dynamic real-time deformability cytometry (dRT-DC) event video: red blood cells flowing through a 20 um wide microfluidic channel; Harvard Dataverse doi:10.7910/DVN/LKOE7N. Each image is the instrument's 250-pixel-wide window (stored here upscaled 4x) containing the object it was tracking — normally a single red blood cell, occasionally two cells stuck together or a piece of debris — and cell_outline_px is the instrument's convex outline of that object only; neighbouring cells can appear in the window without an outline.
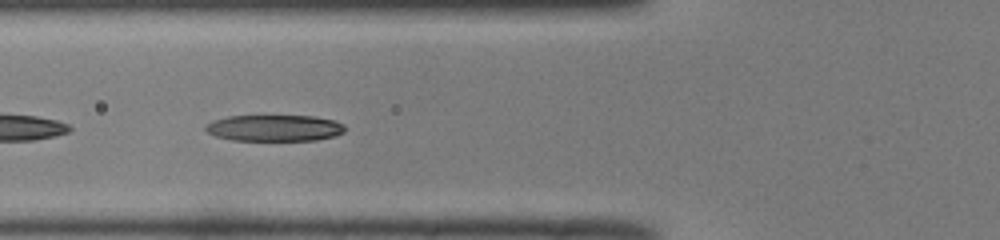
{"species": "common noctule bat (a hibernating species)", "species_latin": "Nyctalus noctula", "temperature_condition": "room temperature", "stored_images_in_passage": 35, "camera_frame_rate_fps": 3000, "um_per_image_px": 0.085, "animal": {"sex": "male", "body_mass_g": 19.0, "forearm_length_mm": 50.8}, "frame": {"image": 1, "passage_image": 4, "time_ms": 1.0, "image_size_px": [1000, 240], "cell_outline_px": [[344, 132], [336, 136], [316, 140], [232, 140], [216, 136], [208, 132], [204, 128], [204, 124], [212, 120], [228, 116], [316, 116], [336, 120], [344, 124]], "centroid_in_image_um": [23.34, 10.87], "position_along_channel_um": 102.5, "area_um2": 21.56}}
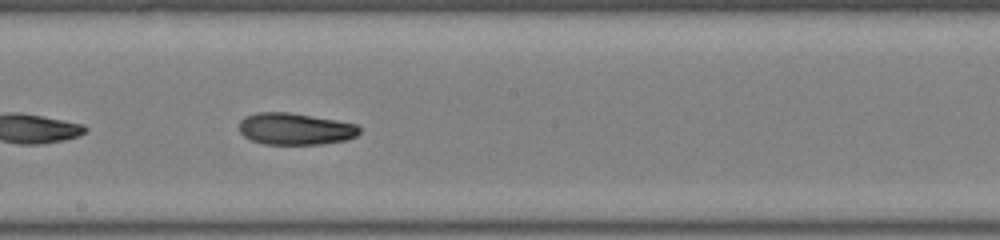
{"frame": {"image": 2, "passage_image": 13, "time_ms": 4.0, "image_size_px": [1000, 240], "cell_outline_px": [[360, 132], [356, 136], [348, 140], [320, 144], [264, 144], [252, 140], [244, 136], [240, 132], [240, 120], [244, 116], [256, 112], [288, 112], [336, 120], [356, 124], [360, 128]], "centroid_in_image_um": [25.09, 10.95], "position_along_channel_um": 223.1, "area_um2": 22.31}}
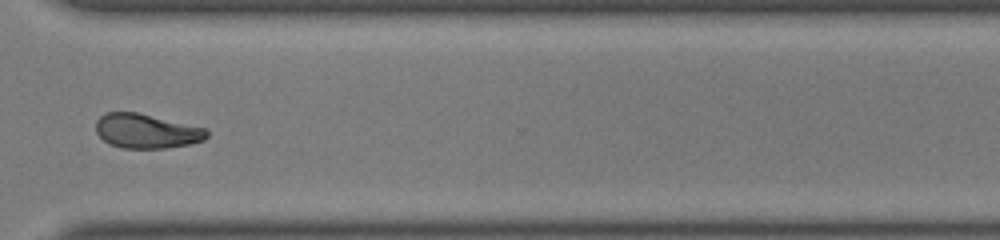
{"frame": {"image": 3, "passage_image": 23, "time_ms": 7.333, "image_size_px": [1000, 240], "cell_outline_px": [[208, 136], [204, 140], [188, 144], [164, 148], [120, 148], [108, 144], [96, 132], [96, 120], [104, 112], [136, 112], [208, 128]], "centroid_in_image_um": [12.44, 11.14], "position_along_channel_um": 358.2, "area_um2": 22.37}, "authors_computed_cell_mechanics": {"area_um2": 22.3108, "velocity_mm_per_s": 4.0284, "shape_relaxation_time_tau1_ms": 2.8873, "shape_relaxation_time_tau2_ms": 4.3319, "deformation_change_tau1": 0.1622, "deformation_change_tau2": 0.1137}}